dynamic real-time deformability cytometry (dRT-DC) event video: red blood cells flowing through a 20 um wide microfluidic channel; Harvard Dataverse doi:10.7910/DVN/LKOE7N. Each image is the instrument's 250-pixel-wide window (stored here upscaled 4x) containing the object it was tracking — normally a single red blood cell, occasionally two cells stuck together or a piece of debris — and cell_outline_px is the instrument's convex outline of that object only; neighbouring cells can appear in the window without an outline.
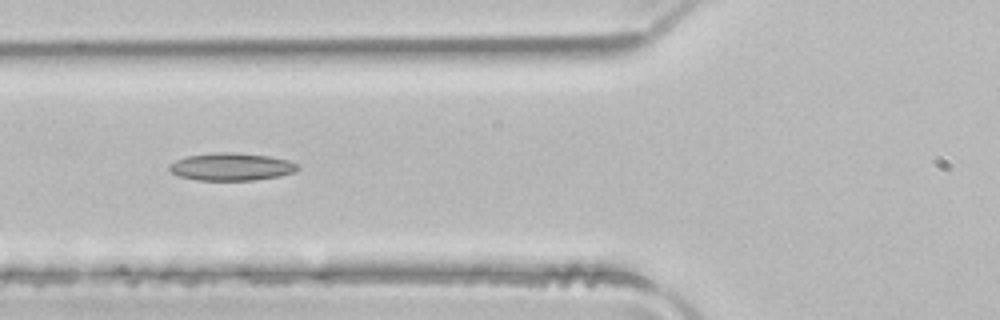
{"species": "common noctule bat (a hibernating species)", "species_latin": "Nyctalus noctula", "temperature_condition": "room temperature", "stored_images_in_passage": 4, "camera_frame_rate_fps": 3000, "um_per_image_px": 0.085, "animal": {"sex": "male", "body_mass_g": 21.5, "forearm_length_mm": 52.0}, "frame": {"image": 1, "passage_image": 4, "time_ms": 1.0, "image_size_px": [1000, 320], "cell_outline_px": [[300, 168], [296, 172], [280, 176], [256, 180], [196, 180], [180, 176], [172, 172], [168, 168], [168, 164], [184, 156], [216, 152], [232, 152], [268, 156], [288, 160], [296, 164]], "centroid_in_image_um": [19.66, 14.17], "position_along_channel_um": 106.1, "area_um2": 20.75}}